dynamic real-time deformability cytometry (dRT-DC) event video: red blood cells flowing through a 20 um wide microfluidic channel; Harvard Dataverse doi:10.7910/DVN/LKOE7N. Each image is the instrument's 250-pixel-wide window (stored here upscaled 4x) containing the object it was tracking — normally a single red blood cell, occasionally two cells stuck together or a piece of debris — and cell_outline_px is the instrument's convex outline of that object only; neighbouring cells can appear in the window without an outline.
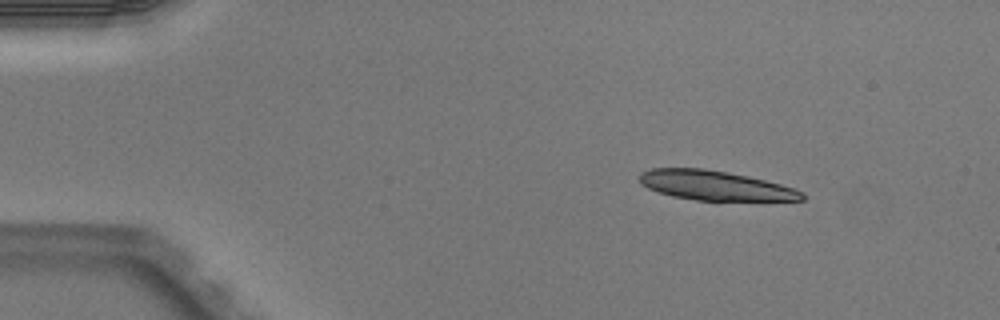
{"species": "Egyptian fruit bat (a non-hibernating species)", "species_latin": "Rousettus aegyptiacus", "temperature_condition": "warm", "stored_images_in_passage": 3, "camera_frame_rate_fps": 3000, "um_per_image_px": 0.085, "animal": {"sex": "male"}, "frame": {"image": 1, "passage_image": 1, "time_ms": 0.0, "image_size_px": [1000, 320], "cell_outline_px": [[804, 200], [696, 200], [672, 196], [648, 188], [640, 184], [640, 172], [652, 168], [704, 168], [728, 172], [748, 176], [796, 188], [804, 192]], "centroid_in_image_um": [60.78, 15.76], "position_along_channel_um": 24.2, "area_um2": 27.86}}